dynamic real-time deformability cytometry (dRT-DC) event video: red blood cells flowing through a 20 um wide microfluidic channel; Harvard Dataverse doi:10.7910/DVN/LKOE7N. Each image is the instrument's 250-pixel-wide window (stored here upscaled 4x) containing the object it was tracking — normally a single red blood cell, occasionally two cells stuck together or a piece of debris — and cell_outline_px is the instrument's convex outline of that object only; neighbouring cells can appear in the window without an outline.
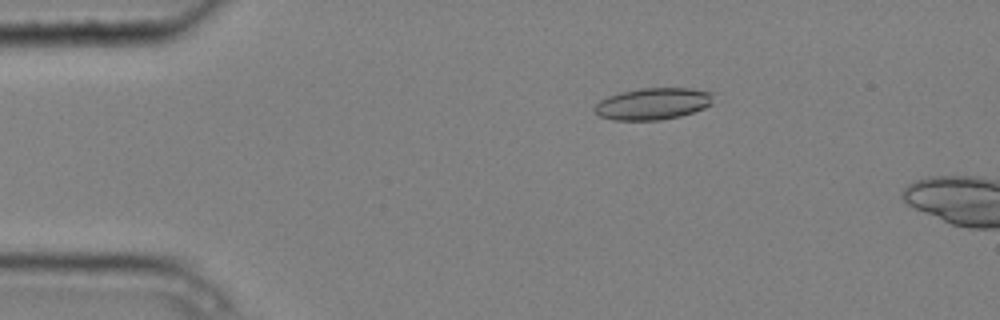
{"species": "common noctule bat (a hibernating species)", "species_latin": "Nyctalus noctula", "temperature_condition": "cold", "stored_images_in_passage": 4, "camera_frame_rate_fps": 3000, "um_per_image_px": 0.085, "animal": {"sex": "male", "body_mass_g": 20.4}, "frame": {"image": 1, "passage_image": 3, "time_ms": 0.667, "image_size_px": [1000, 320], "cell_outline_px": [[716, 92], [712, 104], [704, 108], [680, 116], [660, 120], [612, 120], [600, 116], [592, 108], [600, 100], [608, 96], [620, 92], [640, 88], [692, 88]], "centroid_in_image_um": [55.54, 8.81], "position_along_channel_um": 29.5, "area_um2": 22.25}}